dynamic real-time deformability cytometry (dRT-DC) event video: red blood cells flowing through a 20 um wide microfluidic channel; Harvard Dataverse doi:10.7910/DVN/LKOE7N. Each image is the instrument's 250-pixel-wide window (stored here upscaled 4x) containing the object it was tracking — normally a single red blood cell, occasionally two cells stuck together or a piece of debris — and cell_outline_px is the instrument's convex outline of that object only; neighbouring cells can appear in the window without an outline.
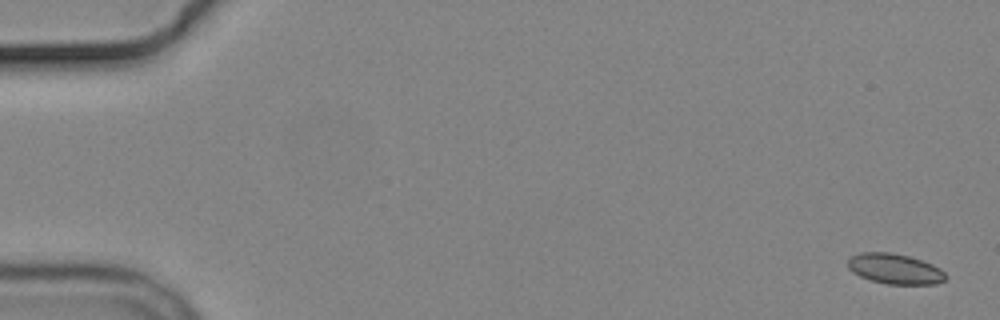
{"species": "common noctule bat (a hibernating species)", "species_latin": "Nyctalus noctula", "temperature_condition": "cold", "stored_images_in_passage": 6, "camera_frame_rate_fps": 3000, "um_per_image_px": 0.085, "animal": {"sex": "male", "body_mass_g": 19.2, "forearm_length_mm": 51.8}, "frame": {"image": 1, "passage_image": 1, "time_ms": 0.0, "image_size_px": [1000, 320], "cell_outline_px": [[948, 276], [944, 280], [936, 284], [888, 284], [872, 280], [860, 276], [852, 272], [848, 268], [848, 260], [852, 256], [860, 252], [892, 252], [908, 256], [932, 264], [940, 268]], "centroid_in_image_um": [76.07, 22.85], "position_along_channel_um": 8.9, "area_um2": 17.22}}